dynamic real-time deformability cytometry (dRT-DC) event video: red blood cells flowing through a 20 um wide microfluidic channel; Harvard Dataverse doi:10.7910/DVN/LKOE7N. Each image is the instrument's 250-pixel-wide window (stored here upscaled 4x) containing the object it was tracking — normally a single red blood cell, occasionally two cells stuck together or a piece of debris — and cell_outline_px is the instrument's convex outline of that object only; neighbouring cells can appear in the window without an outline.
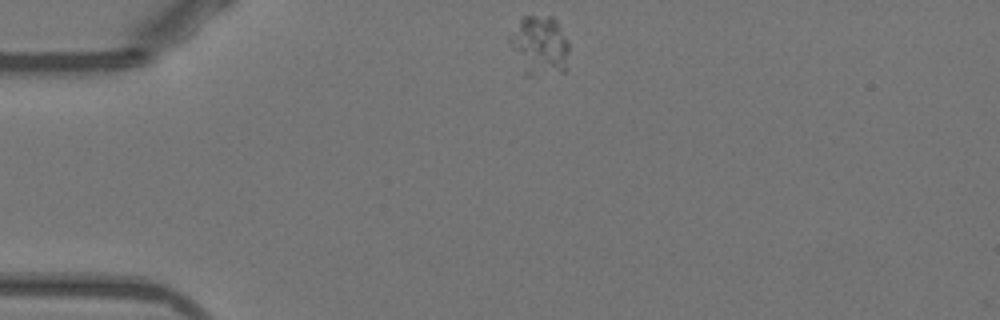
{"species": "Egyptian fruit bat (a non-hibernating species)", "species_latin": "Rousettus aegyptiacus", "temperature_condition": "warm", "stored_images_in_passage": 43, "camera_frame_rate_fps": 3000, "um_per_image_px": 0.085, "animal": {"sex": "female"}, "frame": {"image": 1, "passage_image": 1, "time_ms": 0.0, "image_size_px": [1000, 320], "cell_outline_px": [[568, 48], [564, 72], [560, 72], [512, 48], [508, 40], [508, 36], [520, 20], [524, 16], [552, 16], [556, 20], [568, 40]], "centroid_in_image_um": [45.99, 3.47], "position_along_channel_um": 39.0, "area_um2": 16.59}}
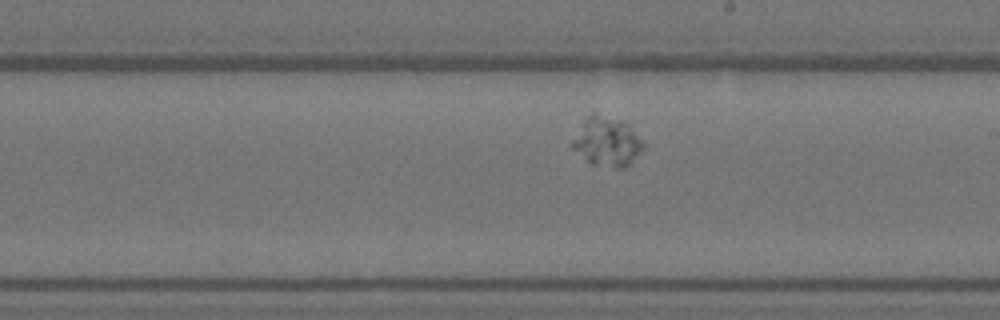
{"frame": {"image": 2, "passage_image": 20, "time_ms": 6.333, "image_size_px": [1000, 320], "cell_outline_px": [[644, 148], [624, 168], [620, 168], [592, 164], [572, 148], [568, 144], [584, 120], [592, 112], [596, 112], [620, 120], [628, 124], [644, 140]], "centroid_in_image_um": [51.58, 12.01], "position_along_channel_um": 237.4, "area_um2": 20.4}}
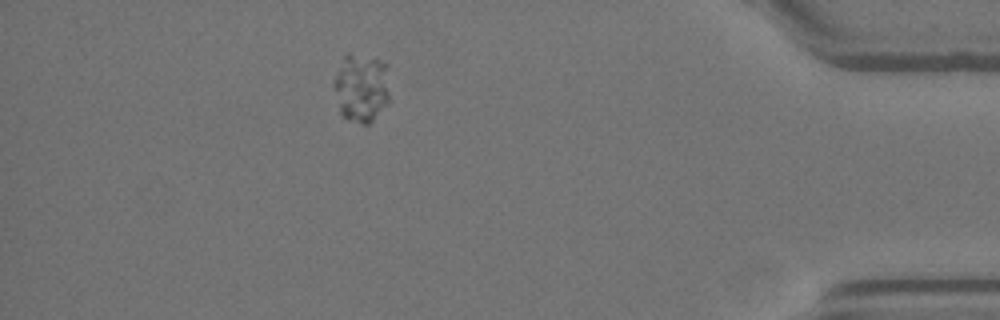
{"frame": {"image": 3, "passage_image": 37, "time_ms": 12.0, "image_size_px": [1000, 320], "cell_outline_px": [[388, 104], [368, 124], [364, 124], [348, 120], [340, 112], [332, 88], [332, 84], [344, 56], [348, 52], [380, 60], [388, 64]], "centroid_in_image_um": [30.7, 7.45], "position_along_channel_um": 404.5, "area_um2": 22.48}}